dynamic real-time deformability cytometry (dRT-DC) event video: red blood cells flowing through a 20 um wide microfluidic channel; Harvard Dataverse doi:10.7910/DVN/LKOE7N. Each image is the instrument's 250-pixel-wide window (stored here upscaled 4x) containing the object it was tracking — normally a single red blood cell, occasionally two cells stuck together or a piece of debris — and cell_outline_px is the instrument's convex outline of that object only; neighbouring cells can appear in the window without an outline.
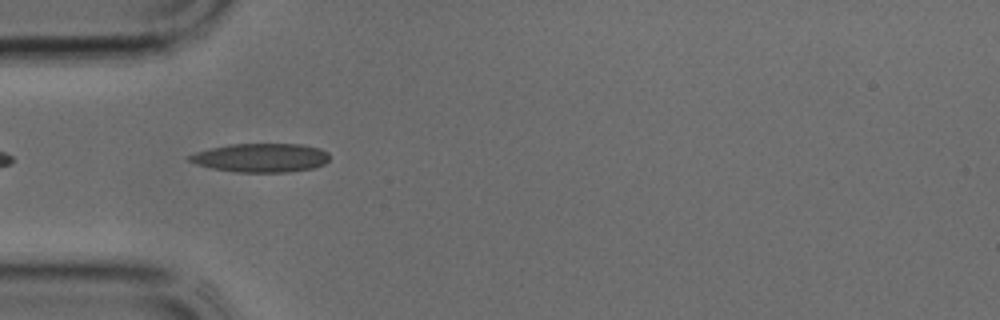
{"species": "common noctule bat (a hibernating species)", "species_latin": "Nyctalus noctula", "temperature_condition": "cold", "stored_images_in_passage": 27, "camera_frame_rate_fps": 3000, "um_per_image_px": 0.085, "animal": {"sex": "male", "body_mass_g": 17.9, "forearm_length_mm": 54.2}, "frame": {"image": 1, "passage_image": 1, "time_ms": 0.0, "image_size_px": [1000, 320], "cell_outline_px": [[328, 160], [324, 164], [312, 168], [288, 172], [236, 172], [212, 168], [196, 164], [188, 160], [188, 156], [196, 152], [228, 144], [300, 144], [320, 148], [328, 152]], "centroid_in_image_um": [22.18, 13.41], "position_along_channel_um": 62.8, "area_um2": 23.41}}